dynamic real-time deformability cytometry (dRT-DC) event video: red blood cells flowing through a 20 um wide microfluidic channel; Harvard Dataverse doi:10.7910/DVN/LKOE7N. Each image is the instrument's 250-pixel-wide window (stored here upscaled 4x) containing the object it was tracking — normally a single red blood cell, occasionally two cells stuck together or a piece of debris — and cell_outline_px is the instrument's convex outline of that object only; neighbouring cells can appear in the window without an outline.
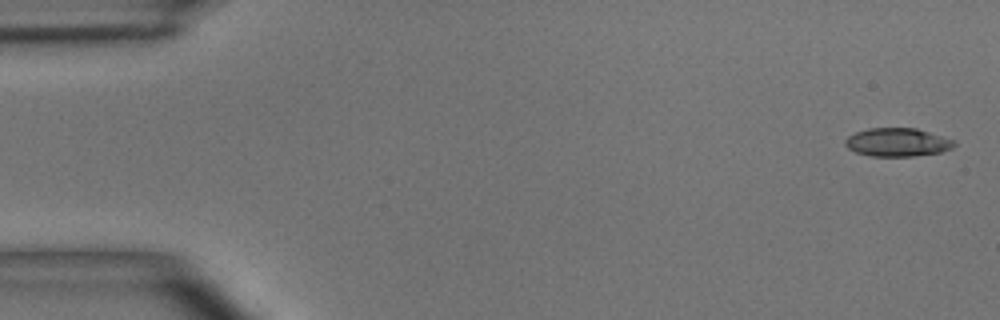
{"species": "common noctule bat (a hibernating species)", "species_latin": "Nyctalus noctula", "temperature_condition": "room temperature", "stored_images_in_passage": 5, "camera_frame_rate_fps": 3000, "um_per_image_px": 0.085, "animal": {"sex": "male", "body_mass_g": 15.6}, "frame": {"image": 1, "passage_image": 1, "time_ms": 0.0, "image_size_px": [1000, 320], "cell_outline_px": [[956, 144], [952, 148], [940, 152], [912, 156], [872, 156], [856, 152], [848, 148], [844, 144], [844, 140], [848, 136], [856, 132], [868, 128], [916, 128], [956, 140]], "centroid_in_image_um": [76.29, 12.09], "position_along_channel_um": 8.7, "area_um2": 18.03}}
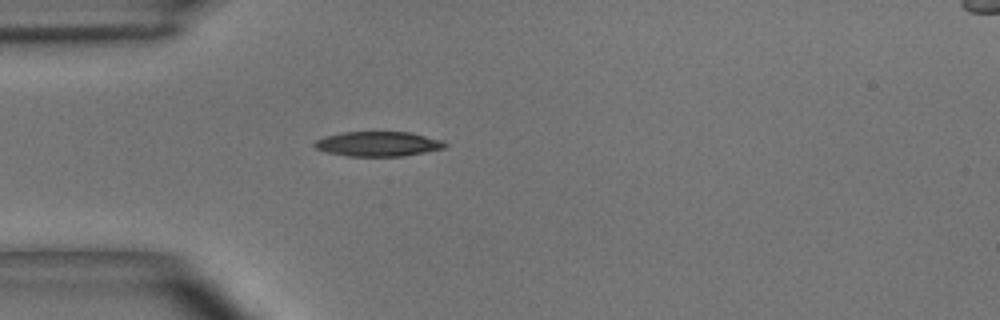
{"frame": {"image": 2, "passage_image": 5, "time_ms": 4.333, "image_size_px": [1000, 320], "cell_outline_px": [[448, 144], [444, 148], [404, 156], [348, 156], [328, 152], [316, 148], [312, 144], [316, 140], [324, 136], [344, 132], [412, 132], [444, 140]], "centroid_in_image_um": [32.17, 12.22], "position_along_channel_um": 52.8, "area_um2": 18.9}}